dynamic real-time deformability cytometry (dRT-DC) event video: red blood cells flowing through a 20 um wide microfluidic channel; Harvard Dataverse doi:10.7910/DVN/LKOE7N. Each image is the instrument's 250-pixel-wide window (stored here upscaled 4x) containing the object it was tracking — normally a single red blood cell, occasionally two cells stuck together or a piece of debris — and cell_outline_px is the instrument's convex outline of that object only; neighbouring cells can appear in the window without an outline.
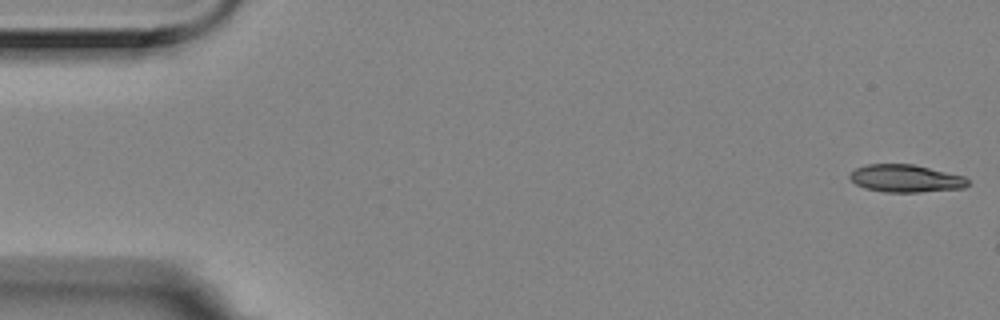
{"species": "Egyptian fruit bat (a non-hibernating species)", "species_latin": "Rousettus aegyptiacus", "temperature_condition": "room temperature", "stored_images_in_passage": 2, "camera_frame_rate_fps": 3000, "um_per_image_px": 0.085, "animal": {"sex": "female"}, "frame": {"image": 1, "passage_image": 1, "time_ms": 0.0, "image_size_px": [1000, 320], "cell_outline_px": [[968, 184], [964, 188], [920, 192], [884, 192], [864, 188], [856, 184], [848, 176], [856, 168], [868, 164], [912, 164], [964, 176], [968, 180]], "centroid_in_image_um": [76.97, 15.17], "position_along_channel_um": 8.0, "area_um2": 18.84}}